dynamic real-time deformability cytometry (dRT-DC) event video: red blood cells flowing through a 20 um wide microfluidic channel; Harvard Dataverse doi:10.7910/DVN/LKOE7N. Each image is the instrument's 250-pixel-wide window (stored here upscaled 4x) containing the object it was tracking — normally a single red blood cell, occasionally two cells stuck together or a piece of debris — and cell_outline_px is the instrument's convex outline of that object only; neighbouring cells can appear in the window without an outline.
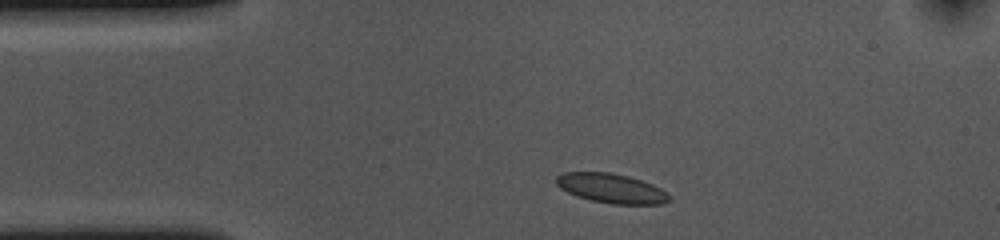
{"species": "common noctule bat (a hibernating species)", "species_latin": "Nyctalus noctula", "temperature_condition": "cold", "stored_images_in_passage": 34, "camera_frame_rate_fps": 3000, "um_per_image_px": 0.085, "animal": {"sex": "female", "body_mass_g": 10.0, "forearm_length_mm": 53.1}, "frame": {"image": 1, "passage_image": 1, "time_ms": 0.0, "image_size_px": [1000, 240], "cell_outline_px": [[668, 200], [664, 204], [612, 204], [592, 200], [576, 196], [560, 188], [556, 184], [556, 176], [564, 172], [612, 172], [628, 176], [652, 184], [660, 188], [668, 196]], "centroid_in_image_um": [51.92, 16.0], "position_along_channel_um": 33.1, "area_um2": 19.25}}
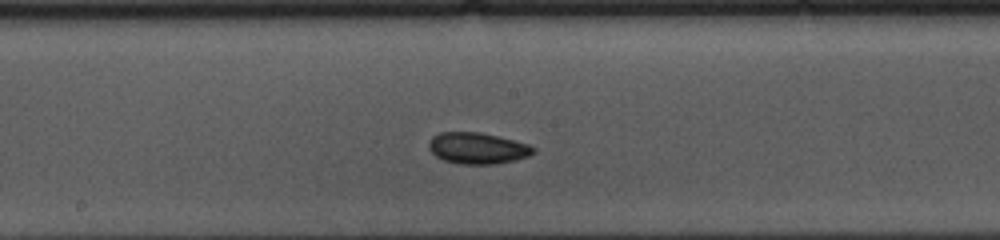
{"frame": {"image": 2, "passage_image": 18, "time_ms": 5.667, "image_size_px": [1000, 240], "cell_outline_px": [[536, 152], [528, 156], [516, 160], [496, 164], [460, 164], [444, 160], [436, 156], [428, 148], [428, 140], [432, 136], [440, 132], [480, 132], [528, 144], [536, 148]], "centroid_in_image_um": [40.57, 12.6], "position_along_channel_um": 207.6, "area_um2": 19.13}}
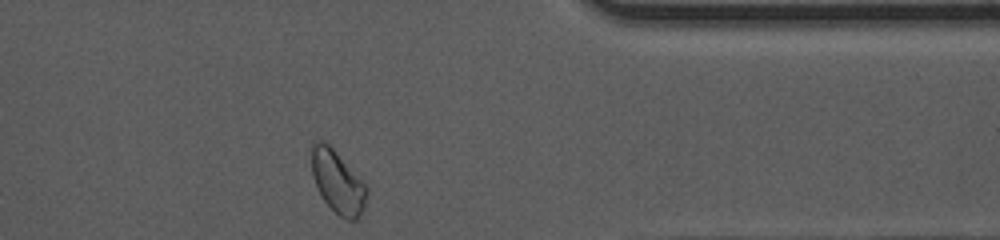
{"frame": {"image": 3, "passage_image": 34, "time_ms": 11.0, "image_size_px": [1000, 240], "cell_outline_px": [[368, 192], [364, 208], [356, 220], [348, 220], [340, 216], [320, 196], [312, 176], [312, 144], [316, 140], [320, 140], [328, 144], [332, 148], [368, 188]], "centroid_in_image_um": [28.69, 15.48], "position_along_channel_um": 382.7, "area_um2": 19.71}, "authors_computed_cell_mechanics": {"area_um2": 18.6116, "velocity_mm_per_s": 3.6193, "shape_relaxation_time_tau1_ms": 4.7507, "shape_relaxation_time_tau2_ms": 4.0212, "deformation_change_tau1": 0.0667, "deformation_change_tau2": 0.0549}}